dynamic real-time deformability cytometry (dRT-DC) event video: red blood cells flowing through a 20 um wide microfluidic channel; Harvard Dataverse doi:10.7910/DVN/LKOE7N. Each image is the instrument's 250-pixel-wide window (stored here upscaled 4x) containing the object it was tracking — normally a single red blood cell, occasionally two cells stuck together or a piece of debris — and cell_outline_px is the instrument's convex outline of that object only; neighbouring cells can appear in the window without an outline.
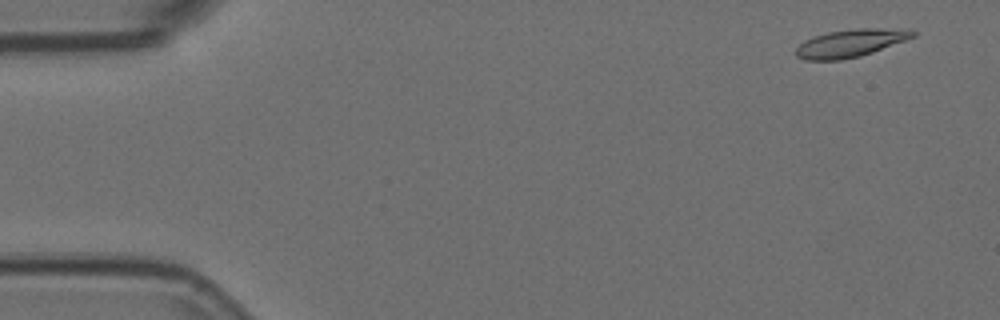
{"species": "Egyptian fruit bat (a non-hibernating species)", "species_latin": "Rousettus aegyptiacus", "temperature_condition": "room temperature", "stored_images_in_passage": 12, "camera_frame_rate_fps": 3000, "um_per_image_px": 0.085, "animal": {"sex": "female"}, "frame": {"image": 1, "passage_image": 3, "time_ms": 0.667, "image_size_px": [1000, 320], "cell_outline_px": [[916, 36], [872, 52], [860, 56], [840, 60], [804, 60], [796, 56], [796, 48], [804, 40], [812, 36], [828, 32], [860, 28], [912, 28], [916, 32]], "centroid_in_image_um": [72.31, 3.65], "position_along_channel_um": 12.7, "area_um2": 19.02}}